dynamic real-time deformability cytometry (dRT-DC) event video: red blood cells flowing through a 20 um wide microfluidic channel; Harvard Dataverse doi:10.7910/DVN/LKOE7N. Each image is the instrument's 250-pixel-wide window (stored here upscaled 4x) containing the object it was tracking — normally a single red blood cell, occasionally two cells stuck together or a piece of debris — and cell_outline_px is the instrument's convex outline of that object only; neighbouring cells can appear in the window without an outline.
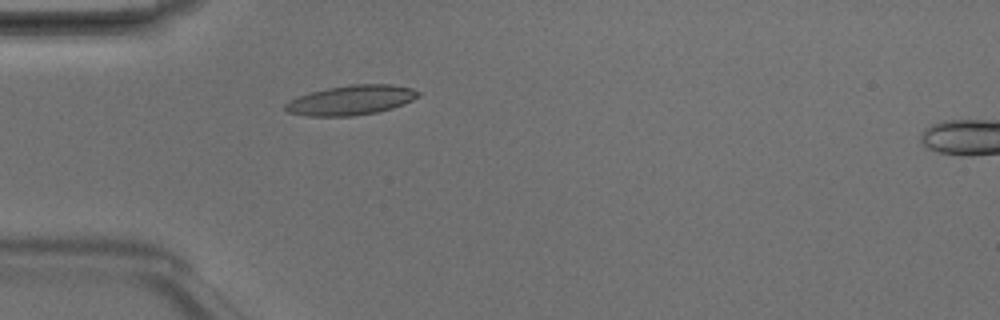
{"species": "Egyptian fruit bat (a non-hibernating species)", "species_latin": "Rousettus aegyptiacus", "temperature_condition": "room temperature", "stored_images_in_passage": 4, "camera_frame_rate_fps": 3000, "um_per_image_px": 0.085, "animal": {"sex": "male"}, "frame": {"image": 1, "passage_image": 4, "time_ms": 1.0, "image_size_px": [1000, 320], "cell_outline_px": [[420, 96], [404, 104], [392, 108], [376, 112], [352, 116], [308, 116], [288, 112], [284, 108], [284, 104], [300, 96], [312, 92], [328, 88], [352, 84], [392, 84], [412, 88], [420, 92]], "centroid_in_image_um": [29.88, 8.51], "position_along_channel_um": 55.1, "area_um2": 22.83}}